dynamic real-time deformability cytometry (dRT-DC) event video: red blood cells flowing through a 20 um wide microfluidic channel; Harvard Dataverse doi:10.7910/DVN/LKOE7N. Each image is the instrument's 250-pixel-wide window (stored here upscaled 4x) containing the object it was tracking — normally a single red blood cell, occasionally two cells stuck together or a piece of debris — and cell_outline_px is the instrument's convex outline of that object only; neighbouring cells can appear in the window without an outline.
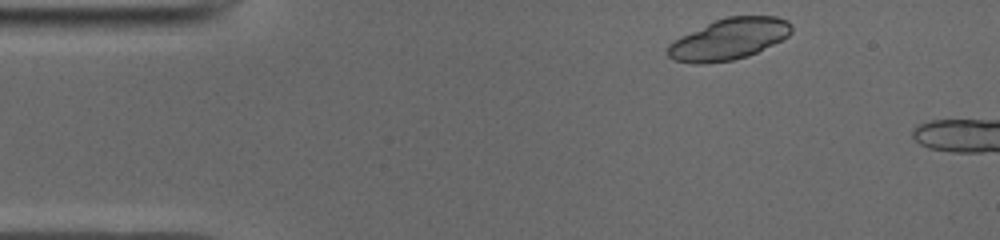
{"species": "common noctule bat (a hibernating species)", "species_latin": "Nyctalus noctula", "temperature_condition": "cold", "stored_images_in_passage": 40, "camera_frame_rate_fps": 3000, "um_per_image_px": 0.085, "animal": {"sex": "male", "body_mass_g": 19.0, "forearm_length_mm": 50.8}, "frame": {"image": 1, "passage_image": 1, "time_ms": 0.0, "image_size_px": [1000, 240], "cell_outline_px": [[792, 32], [788, 36], [748, 56], [732, 60], [704, 64], [692, 64], [672, 60], [668, 56], [668, 44], [680, 36], [716, 20], [728, 16], [776, 16], [788, 20], [792, 24]], "centroid_in_image_um": [61.94, 3.33], "position_along_channel_um": 23.1, "area_um2": 29.65}}